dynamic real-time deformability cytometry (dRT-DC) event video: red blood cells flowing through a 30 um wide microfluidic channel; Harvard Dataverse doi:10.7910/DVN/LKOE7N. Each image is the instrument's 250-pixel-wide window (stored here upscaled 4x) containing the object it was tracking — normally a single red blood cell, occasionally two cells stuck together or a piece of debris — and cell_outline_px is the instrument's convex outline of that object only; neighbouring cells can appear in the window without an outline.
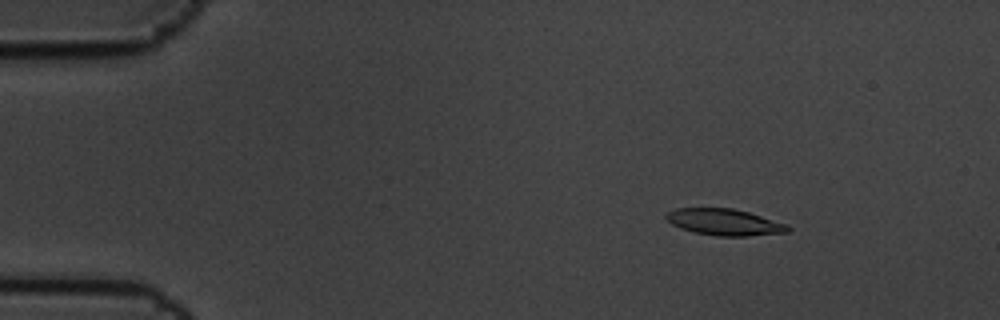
{"species": "common noctule bat (a hibernating species)", "species_latin": "Nyctalus noctula", "temperature_condition": "cold", "stored_images_in_passage": 6, "camera_frame_rate_fps": 3000, "um_per_image_px": 0.085, "animal": {"sex": "male", "body_mass_g": 19.5, "forearm_length_mm": 54.6}, "frame": {"image": 1, "passage_image": 3, "time_ms": 0.667, "image_size_px": [1000, 320], "cell_outline_px": [[792, 228], [788, 232], [748, 236], [716, 236], [696, 232], [680, 228], [672, 224], [664, 216], [668, 212], [676, 208], [732, 208], [748, 212], [788, 224]], "centroid_in_image_um": [61.6, 18.88], "position_along_channel_um": 23.4, "area_um2": 18.73}}